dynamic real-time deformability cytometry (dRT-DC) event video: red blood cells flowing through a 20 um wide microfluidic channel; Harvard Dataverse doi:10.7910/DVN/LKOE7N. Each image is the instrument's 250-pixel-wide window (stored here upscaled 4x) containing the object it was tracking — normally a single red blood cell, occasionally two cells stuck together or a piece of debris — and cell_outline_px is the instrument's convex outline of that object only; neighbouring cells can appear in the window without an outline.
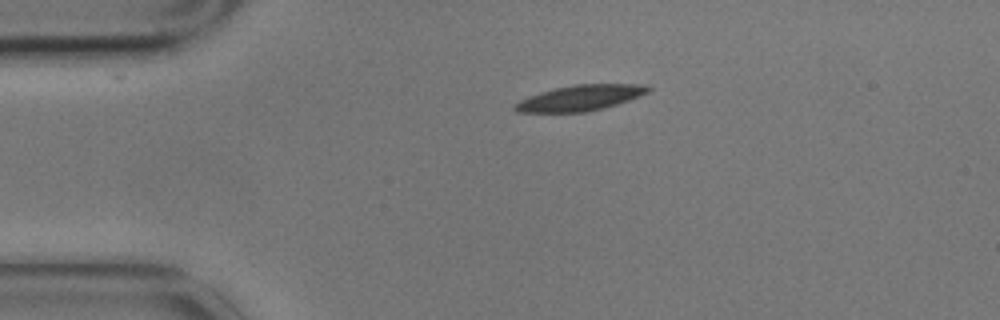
{"species": "common noctule bat (a hibernating species)", "species_latin": "Nyctalus noctula", "temperature_condition": "cold", "stored_images_in_passage": 7, "camera_frame_rate_fps": 3000, "um_per_image_px": 0.085, "animal": {"sex": "male", "body_mass_g": 17.9}, "frame": {"image": 1, "passage_image": 1, "time_ms": 0.0, "image_size_px": [1000, 320], "cell_outline_px": [[652, 88], [648, 92], [640, 96], [604, 108], [584, 112], [516, 112], [512, 108], [512, 104], [528, 96], [540, 92], [556, 88], [576, 84], [644, 84]], "centroid_in_image_um": [49.29, 8.32], "position_along_channel_um": 35.7, "area_um2": 19.88}}
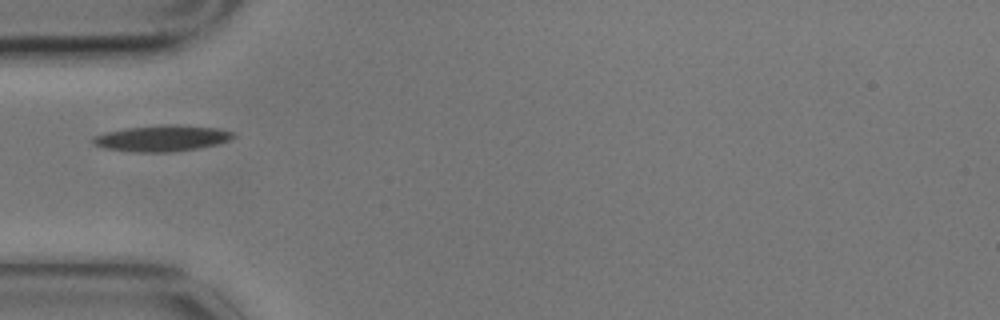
{"frame": {"image": 2, "passage_image": 2, "time_ms": 0.333, "image_size_px": [1000, 320], "cell_outline_px": [[236, 136], [232, 140], [216, 144], [196, 148], [168, 152], [132, 152], [104, 148], [92, 144], [88, 140], [92, 136], [104, 132], [128, 128], [164, 124], [180, 124], [220, 128], [236, 132]], "centroid_in_image_um": [13.76, 11.74], "position_along_channel_um": 71.2, "area_um2": 21.79}}
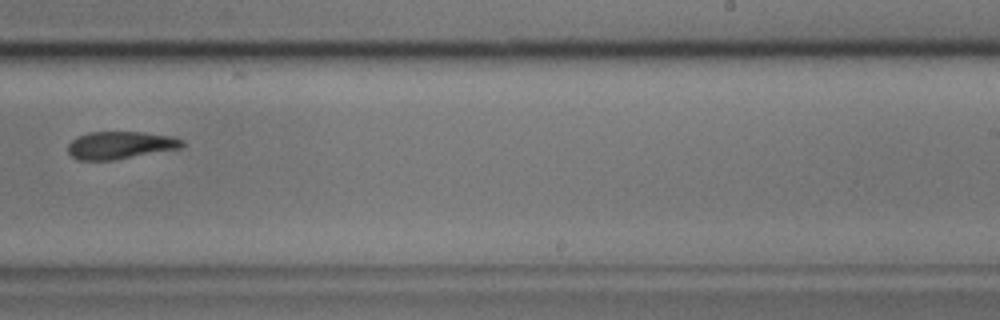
{"frame": {"image": 3, "passage_image": 7, "time_ms": 2.0, "image_size_px": [1000, 320], "cell_outline_px": [[184, 144], [180, 148], [116, 160], [80, 160], [72, 156], [68, 152], [68, 144], [76, 136], [88, 132], [144, 132], [172, 136], [184, 140]], "centroid_in_image_um": [10.22, 12.33], "position_along_channel_um": 278.8, "area_um2": 18.44}}